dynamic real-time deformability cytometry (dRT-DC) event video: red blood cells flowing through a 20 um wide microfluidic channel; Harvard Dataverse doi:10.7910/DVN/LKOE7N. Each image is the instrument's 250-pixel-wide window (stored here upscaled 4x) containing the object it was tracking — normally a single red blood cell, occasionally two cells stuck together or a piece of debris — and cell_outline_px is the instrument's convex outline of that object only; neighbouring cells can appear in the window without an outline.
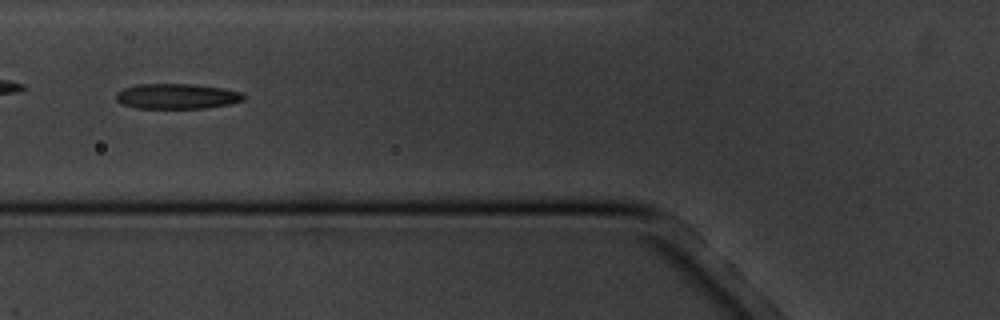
{"species": "common noctule bat (a hibernating species)", "species_latin": "Nyctalus noctula", "temperature_condition": "cold", "stored_images_in_passage": 8, "camera_frame_rate_fps": 3000, "um_per_image_px": 0.085, "animal": {"sex": "male", "body_mass_g": 20.1, "forearm_length_mm": 53.5}, "frame": {"image": 1, "passage_image": 7, "time_ms": 7.0, "image_size_px": [1000, 320], "cell_outline_px": [[244, 100], [228, 104], [204, 108], [136, 108], [120, 104], [116, 100], [116, 92], [124, 88], [136, 84], [192, 84], [224, 88], [240, 92], [244, 96]], "centroid_in_image_um": [14.98, 8.18], "position_along_channel_um": 110.8, "area_um2": 18.79}}
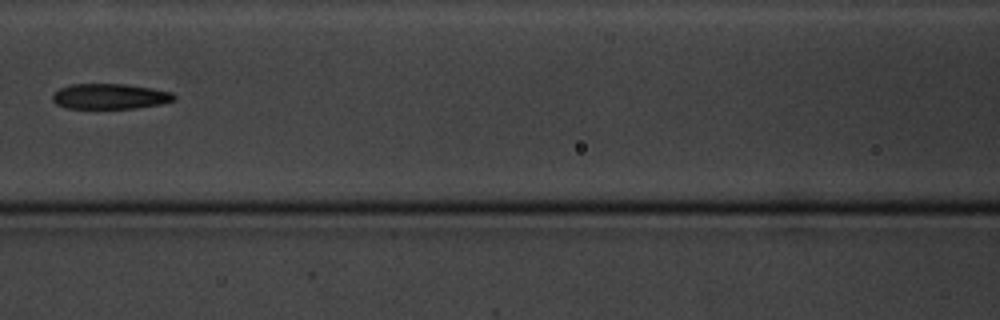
{"frame": {"image": 2, "passage_image": 8, "time_ms": 8.333, "image_size_px": [1000, 320], "cell_outline_px": [[176, 100], [160, 104], [136, 108], [64, 108], [56, 104], [52, 100], [52, 96], [60, 88], [68, 84], [124, 84], [152, 88], [172, 92], [176, 96]], "centroid_in_image_um": [9.35, 8.19], "position_along_channel_um": 157.3, "area_um2": 18.03}}